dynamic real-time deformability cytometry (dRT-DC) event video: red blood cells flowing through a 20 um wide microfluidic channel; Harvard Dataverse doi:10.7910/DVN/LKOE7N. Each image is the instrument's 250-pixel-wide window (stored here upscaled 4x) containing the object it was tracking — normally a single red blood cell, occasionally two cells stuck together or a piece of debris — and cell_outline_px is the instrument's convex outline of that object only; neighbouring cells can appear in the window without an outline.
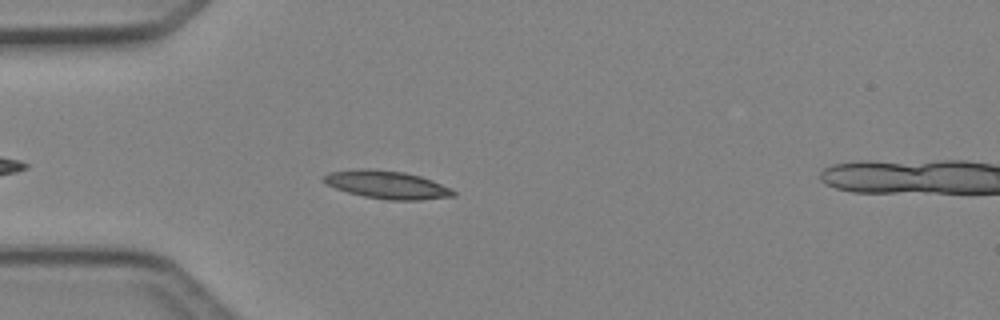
{"species": "Egyptian fruit bat (a non-hibernating species)", "species_latin": "Rousettus aegyptiacus", "temperature_condition": "cold", "stored_images_in_passage": 19, "camera_frame_rate_fps": 3000, "um_per_image_px": 0.085, "animal": {"sex": "female"}, "frame": {"image": 1, "passage_image": 6, "time_ms": 1.667, "image_size_px": [1000, 320], "cell_outline_px": [[456, 196], [420, 200], [388, 200], [364, 196], [348, 192], [336, 188], [320, 180], [328, 172], [360, 168], [364, 168], [404, 172], [420, 176], [432, 180], [452, 188], [456, 192]], "centroid_in_image_um": [32.91, 15.7], "position_along_channel_um": 52.1, "area_um2": 21.15}}
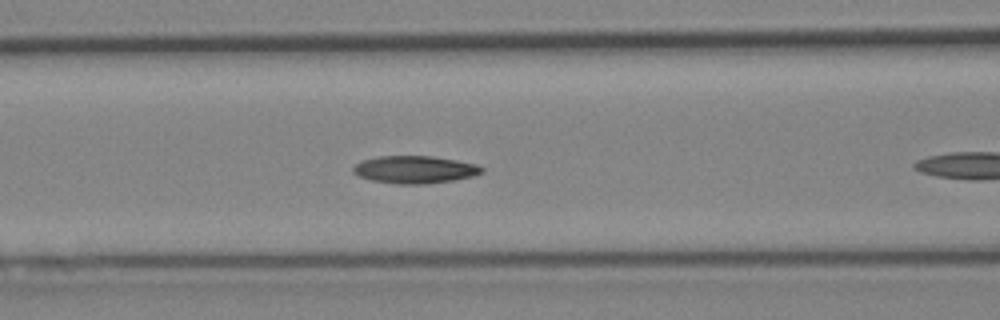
{"frame": {"image": 2, "passage_image": 9, "time_ms": 2.667, "image_size_px": [1000, 320], "cell_outline_px": [[484, 172], [472, 176], [456, 180], [424, 184], [396, 184], [372, 180], [360, 176], [352, 172], [352, 168], [360, 160], [380, 156], [432, 156], [456, 160], [476, 164], [484, 168]], "centroid_in_image_um": [35.26, 14.41], "position_along_channel_um": 131.3, "area_um2": 20.69}}
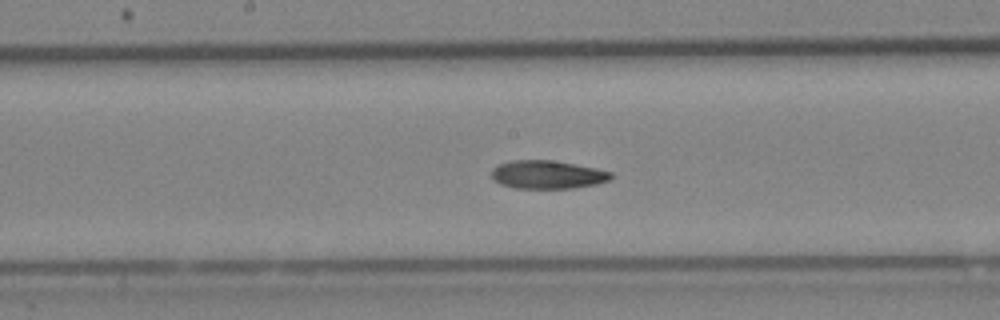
{"frame": {"image": 3, "passage_image": 14, "time_ms": 4.333, "image_size_px": [1000, 320], "cell_outline_px": [[612, 176], [608, 180], [596, 184], [572, 188], [516, 188], [500, 184], [492, 176], [492, 168], [500, 164], [512, 160], [552, 160], [612, 172]], "centroid_in_image_um": [46.5, 14.84], "position_along_channel_um": 201.7, "area_um2": 19.31}}